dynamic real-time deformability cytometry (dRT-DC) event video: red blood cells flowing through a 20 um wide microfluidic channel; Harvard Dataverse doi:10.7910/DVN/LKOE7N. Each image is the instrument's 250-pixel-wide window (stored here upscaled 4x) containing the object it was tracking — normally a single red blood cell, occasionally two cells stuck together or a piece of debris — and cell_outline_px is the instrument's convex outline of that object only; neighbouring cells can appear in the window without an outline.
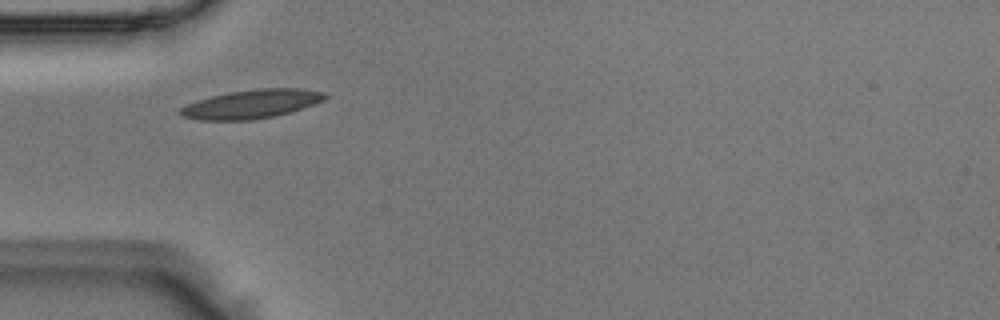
{"species": "Egyptian fruit bat (a non-hibernating species)", "species_latin": "Rousettus aegyptiacus", "temperature_condition": "room temperature", "stored_images_in_passage": 4, "camera_frame_rate_fps": 3000, "um_per_image_px": 0.085, "animal": {"sex": "male"}, "frame": {"image": 1, "passage_image": 2, "time_ms": 0.333, "image_size_px": [1000, 320], "cell_outline_px": [[328, 96], [324, 100], [288, 112], [272, 116], [252, 120], [200, 120], [184, 116], [176, 112], [180, 108], [196, 100], [212, 96], [232, 92], [256, 88], [300, 88], [328, 92]], "centroid_in_image_um": [21.38, 8.83], "position_along_channel_um": 63.6, "area_um2": 24.04}}
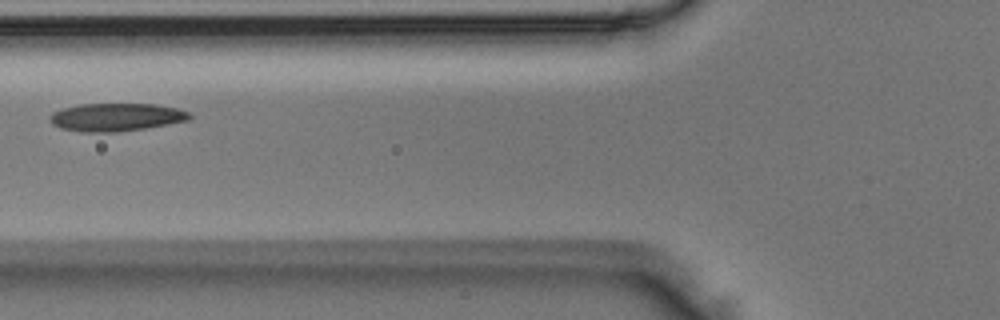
{"frame": {"image": 2, "passage_image": 3, "time_ms": 0.667, "image_size_px": [1000, 320], "cell_outline_px": [[192, 116], [188, 120], [168, 124], [144, 128], [116, 132], [84, 132], [60, 128], [52, 124], [48, 120], [48, 116], [52, 112], [64, 108], [80, 104], [156, 104], [176, 108], [188, 112]], "centroid_in_image_um": [9.83, 9.96], "position_along_channel_um": 116.0, "area_um2": 22.72}}
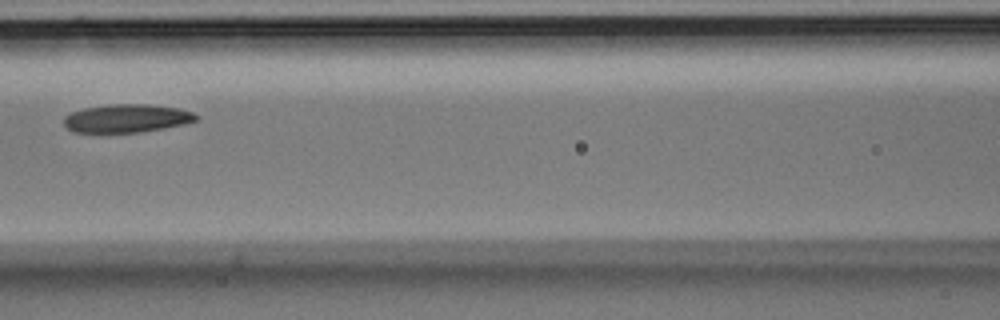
{"frame": {"image": 3, "passage_image": 4, "time_ms": 1.0, "image_size_px": [1000, 320], "cell_outline_px": [[200, 116], [196, 120], [184, 124], [164, 128], [136, 132], [72, 132], [64, 124], [64, 116], [72, 112], [84, 108], [108, 104], [148, 104], [180, 108], [192, 112]], "centroid_in_image_um": [10.78, 10.05], "position_along_channel_um": 155.8, "area_um2": 21.73}}